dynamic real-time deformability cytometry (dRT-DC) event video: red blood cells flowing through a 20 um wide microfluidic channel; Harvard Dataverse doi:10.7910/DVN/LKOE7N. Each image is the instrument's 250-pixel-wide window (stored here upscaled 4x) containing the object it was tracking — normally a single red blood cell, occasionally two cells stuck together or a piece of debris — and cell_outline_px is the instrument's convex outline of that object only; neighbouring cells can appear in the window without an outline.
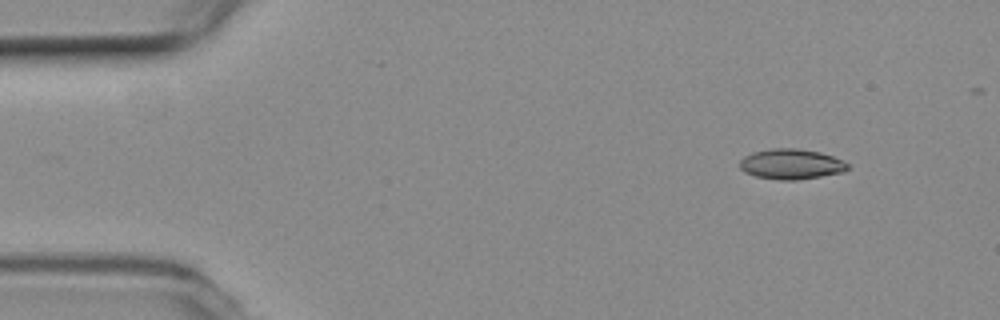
{"species": "common noctule bat (a hibernating species)", "species_latin": "Nyctalus noctula", "temperature_condition": "room temperature", "stored_images_in_passage": 44, "camera_frame_rate_fps": 3000, "um_per_image_px": 0.085, "animal": {"sex": "female", "body_mass_g": 19.3, "forearm_length_mm": 54.1}, "frame": {"image": 1, "passage_image": 1, "time_ms": 0.0, "image_size_px": [1000, 320], "cell_outline_px": [[848, 168], [844, 172], [796, 180], [780, 180], [756, 176], [744, 172], [740, 168], [740, 160], [744, 156], [752, 152], [772, 148], [796, 148], [820, 152], [844, 160], [848, 164]], "centroid_in_image_um": [67.25, 13.94], "position_along_channel_um": 17.8, "area_um2": 19.07}}
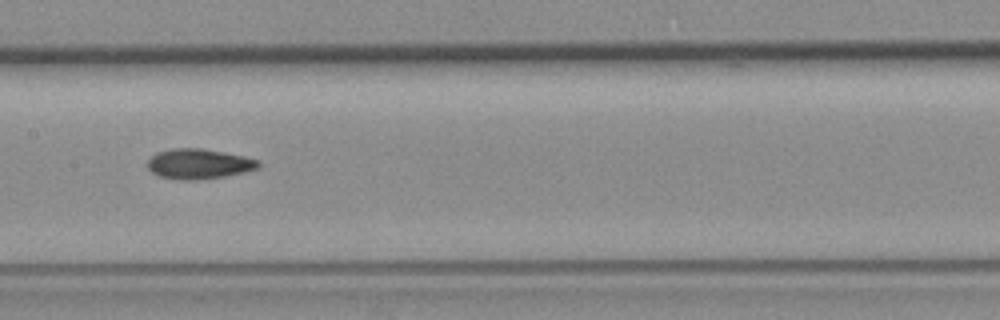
{"frame": {"image": 2, "passage_image": 22, "time_ms": 7.0, "image_size_px": [1000, 320], "cell_outline_px": [[260, 168], [244, 172], [224, 176], [196, 180], [180, 180], [160, 176], [152, 172], [148, 168], [148, 160], [156, 152], [172, 148], [200, 148], [244, 156], [260, 160]], "centroid_in_image_um": [16.91, 13.93], "position_along_channel_um": 190.5, "area_um2": 19.42}}
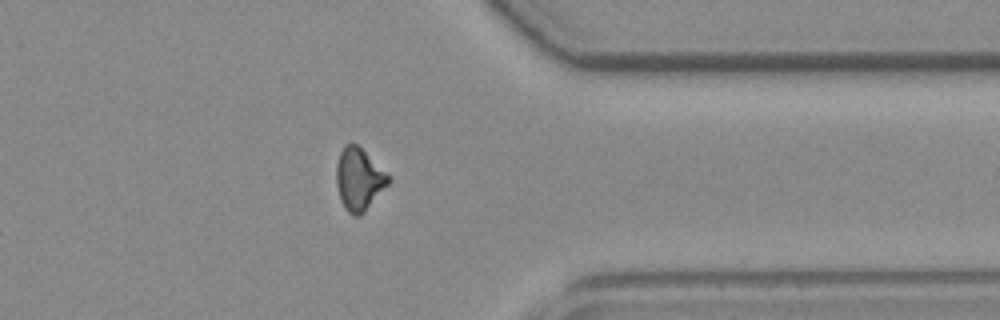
{"frame": {"image": 3, "passage_image": 38, "time_ms": 12.333, "image_size_px": [1000, 320], "cell_outline_px": [[392, 180], [364, 212], [360, 216], [352, 216], [344, 208], [340, 200], [336, 184], [336, 164], [340, 152], [344, 144], [356, 144], [392, 176]], "centroid_in_image_um": [30.52, 15.25], "position_along_channel_um": 380.9, "area_um2": 19.07}, "authors_computed_cell_mechanics": {"area_um2": 19.0162, "velocity_mm_per_s": 3.7837, "shape_relaxation_time_tau1_ms": null, "shape_relaxation_time_tau2_ms": 5.839, "deformation_change_tau1": null, "deformation_change_tau2": 0.1202}}